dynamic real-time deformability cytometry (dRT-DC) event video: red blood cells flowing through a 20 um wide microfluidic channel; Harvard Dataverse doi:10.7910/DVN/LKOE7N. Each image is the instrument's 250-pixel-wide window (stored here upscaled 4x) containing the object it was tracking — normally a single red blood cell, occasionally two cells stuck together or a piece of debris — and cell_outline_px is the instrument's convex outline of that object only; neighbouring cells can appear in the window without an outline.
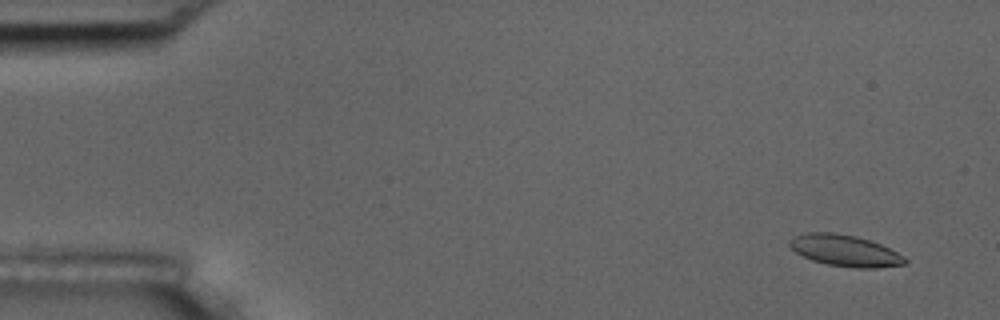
{"species": "common noctule bat (a hibernating species)", "species_latin": "Nyctalus noctula", "temperature_condition": "room temperature", "stored_images_in_passage": 10, "camera_frame_rate_fps": 3000, "um_per_image_px": 0.085, "animal": {"sex": "male", "body_mass_g": 17.5, "forearm_length_mm": 52.3}, "frame": {"image": 1, "passage_image": 1, "time_ms": 0.0, "image_size_px": [1000, 320], "cell_outline_px": [[908, 260], [904, 264], [876, 268], [856, 268], [828, 264], [812, 260], [796, 252], [788, 244], [788, 240], [792, 236], [808, 232], [836, 232], [856, 236], [880, 244], [904, 256]], "centroid_in_image_um": [71.79, 21.29], "position_along_channel_um": 13.2, "area_um2": 21.04}}
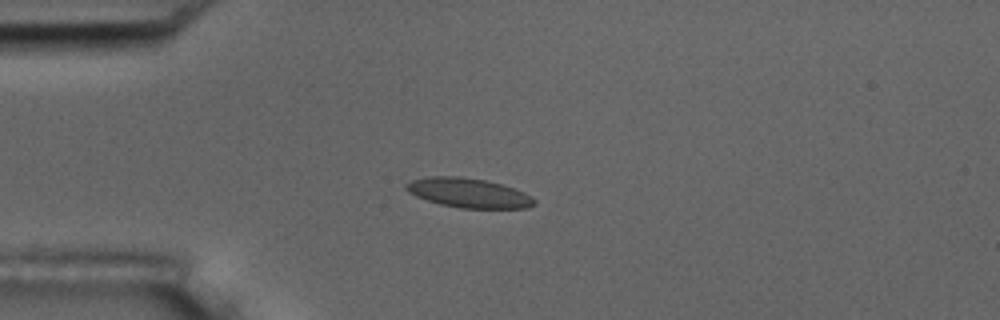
{"frame": {"image": 2, "passage_image": 4, "time_ms": 3.667, "image_size_px": [1000, 320], "cell_outline_px": [[536, 204], [528, 208], [460, 208], [440, 204], [416, 196], [408, 192], [404, 188], [404, 184], [412, 180], [428, 176], [460, 176], [484, 180], [516, 188], [532, 196], [536, 200]], "centroid_in_image_um": [39.84, 16.39], "position_along_channel_um": 45.2, "area_um2": 22.14}}
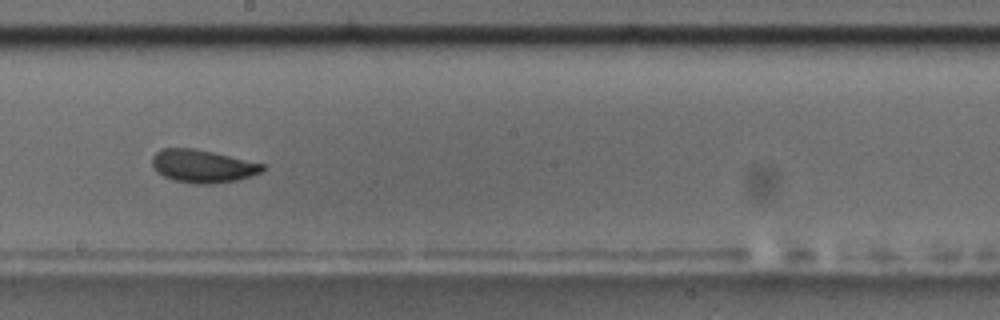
{"frame": {"image": 3, "passage_image": 9, "time_ms": 9.333, "image_size_px": [1000, 320], "cell_outline_px": [[264, 168], [260, 172], [252, 176], [236, 180], [212, 184], [196, 184], [172, 180], [156, 172], [152, 164], [152, 156], [160, 148], [192, 148], [212, 152], [264, 164]], "centroid_in_image_um": [17.18, 14.13], "position_along_channel_um": 231.0, "area_um2": 21.1}}